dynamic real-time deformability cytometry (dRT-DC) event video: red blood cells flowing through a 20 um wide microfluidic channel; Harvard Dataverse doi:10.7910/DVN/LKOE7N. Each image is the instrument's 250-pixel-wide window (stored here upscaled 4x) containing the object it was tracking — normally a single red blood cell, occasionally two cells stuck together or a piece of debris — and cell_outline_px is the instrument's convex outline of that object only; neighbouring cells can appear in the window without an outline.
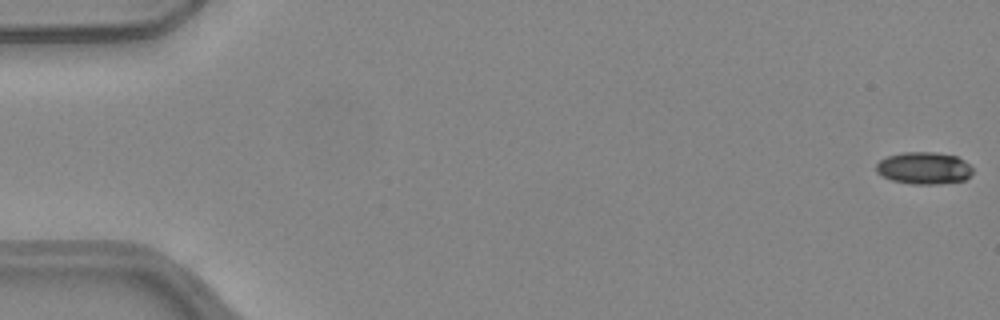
{"species": "common noctule bat (a hibernating species)", "species_latin": "Nyctalus noctula", "temperature_condition": "warm", "stored_images_in_passage": 11, "camera_frame_rate_fps": 3000, "um_per_image_px": 0.085, "animal": {"sex": "female", "body_mass_g": 24.6, "forearm_length_mm": 56.2}, "frame": {"image": 1, "passage_image": 1, "time_ms": 0.0, "image_size_px": [1000, 320], "cell_outline_px": [[972, 172], [964, 180], [936, 184], [912, 184], [892, 180], [880, 176], [876, 172], [876, 164], [880, 160], [888, 156], [904, 152], [936, 152], [956, 156], [964, 160], [972, 168]], "centroid_in_image_um": [78.5, 14.29], "position_along_channel_um": 6.5, "area_um2": 18.03}}